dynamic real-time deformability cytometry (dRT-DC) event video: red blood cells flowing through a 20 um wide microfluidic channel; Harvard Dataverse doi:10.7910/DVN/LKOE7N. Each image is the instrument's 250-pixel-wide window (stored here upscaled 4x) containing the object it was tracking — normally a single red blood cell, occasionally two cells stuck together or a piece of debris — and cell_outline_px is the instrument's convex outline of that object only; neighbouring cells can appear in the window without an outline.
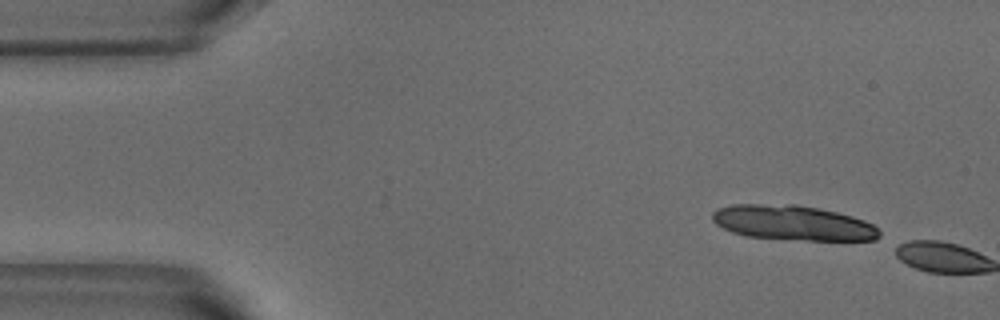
{"species": "common noctule bat (a hibernating species)", "species_latin": "Nyctalus noctula", "temperature_condition": "warm", "stored_images_in_passage": 2, "camera_frame_rate_fps": 3000, "um_per_image_px": 0.085, "animal": {"sex": "male", "body_mass_g": 18.8}, "frame": {"image": 1, "passage_image": 1, "time_ms": 0.0, "image_size_px": [1000, 320], "cell_outline_px": [[880, 236], [876, 240], [808, 240], [744, 236], [732, 232], [716, 224], [712, 220], [712, 212], [716, 208], [732, 204], [796, 204], [836, 212], [852, 216], [864, 220], [872, 224], [880, 232]], "centroid_in_image_um": [67.36, 18.93], "position_along_channel_um": 17.6, "area_um2": 33.93}}